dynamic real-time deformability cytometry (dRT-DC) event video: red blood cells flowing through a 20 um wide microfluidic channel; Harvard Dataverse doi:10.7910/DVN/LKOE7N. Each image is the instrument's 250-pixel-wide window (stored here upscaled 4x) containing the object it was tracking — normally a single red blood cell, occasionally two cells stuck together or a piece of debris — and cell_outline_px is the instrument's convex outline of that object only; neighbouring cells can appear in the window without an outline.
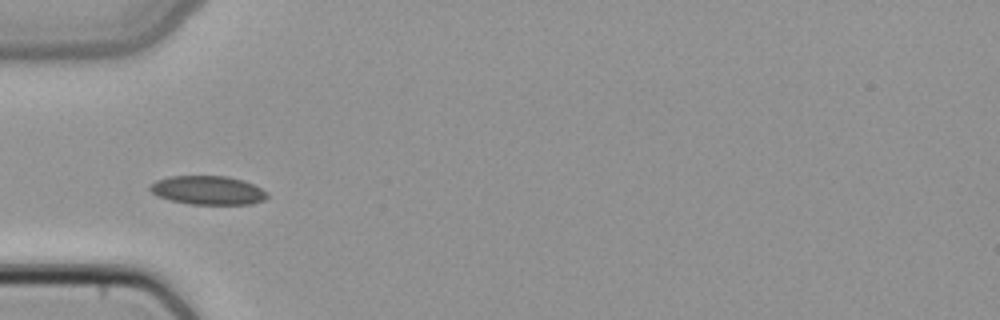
{"species": "common noctule bat (a hibernating species)", "species_latin": "Nyctalus noctula", "temperature_condition": "cold", "stored_images_in_passage": 4, "camera_frame_rate_fps": 3000, "um_per_image_px": 0.085, "animal": {"sex": "female", "body_mass_g": 22.7, "forearm_length_mm": 54.2}, "frame": {"image": 1, "passage_image": 3, "time_ms": 0.667, "image_size_px": [1000, 320], "cell_outline_px": [[268, 196], [264, 200], [252, 204], [188, 204], [156, 196], [148, 188], [156, 180], [168, 176], [228, 176], [244, 180], [268, 192]], "centroid_in_image_um": [17.67, 16.17], "position_along_channel_um": 67.3, "area_um2": 19.71}}
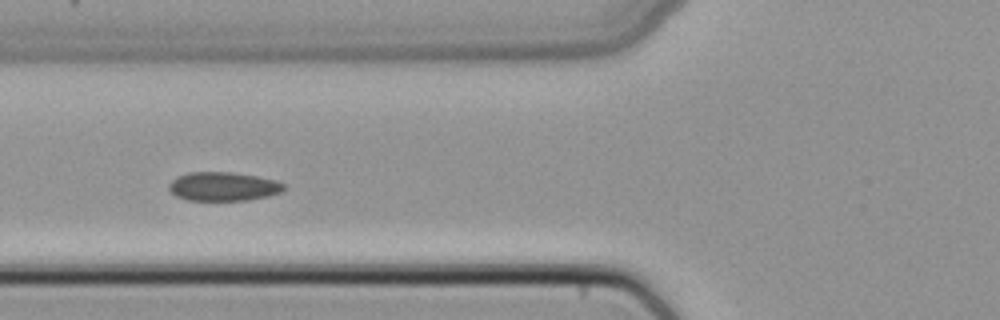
{"frame": {"image": 2, "passage_image": 4, "time_ms": 1.0, "image_size_px": [1000, 320], "cell_outline_px": [[288, 188], [280, 192], [268, 196], [248, 200], [188, 200], [176, 196], [168, 188], [168, 184], [176, 176], [188, 172], [232, 172], [256, 176], [276, 180], [284, 184]], "centroid_in_image_um": [18.98, 15.84], "position_along_channel_um": 106.8, "area_um2": 19.42}}